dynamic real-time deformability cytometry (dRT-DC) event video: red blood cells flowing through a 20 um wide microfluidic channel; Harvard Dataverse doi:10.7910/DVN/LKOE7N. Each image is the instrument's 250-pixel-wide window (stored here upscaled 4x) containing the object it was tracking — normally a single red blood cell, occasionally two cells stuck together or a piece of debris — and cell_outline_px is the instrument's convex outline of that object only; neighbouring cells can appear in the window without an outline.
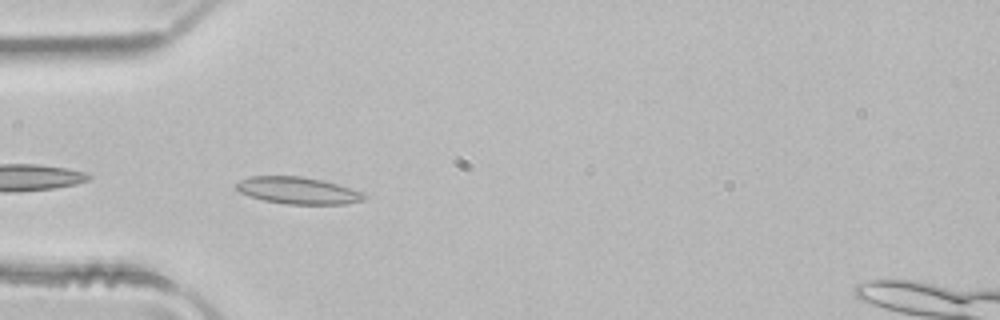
{"species": "common noctule bat (a hibernating species)", "species_latin": "Nyctalus noctula", "temperature_condition": "room temperature", "stored_images_in_passage": 4, "camera_frame_rate_fps": 3000, "um_per_image_px": 0.085, "animal": {"sex": "male", "body_mass_g": 21.5, "forearm_length_mm": 52.0}, "frame": {"image": 1, "passage_image": 4, "time_ms": 1.0, "image_size_px": [1000, 320], "cell_outline_px": [[368, 196], [364, 200], [344, 204], [288, 204], [264, 200], [248, 196], [240, 192], [236, 188], [236, 184], [240, 180], [252, 176], [300, 176], [324, 180], [364, 192]], "centroid_in_image_um": [25.36, 16.19], "position_along_channel_um": 59.6, "area_um2": 20.11}}